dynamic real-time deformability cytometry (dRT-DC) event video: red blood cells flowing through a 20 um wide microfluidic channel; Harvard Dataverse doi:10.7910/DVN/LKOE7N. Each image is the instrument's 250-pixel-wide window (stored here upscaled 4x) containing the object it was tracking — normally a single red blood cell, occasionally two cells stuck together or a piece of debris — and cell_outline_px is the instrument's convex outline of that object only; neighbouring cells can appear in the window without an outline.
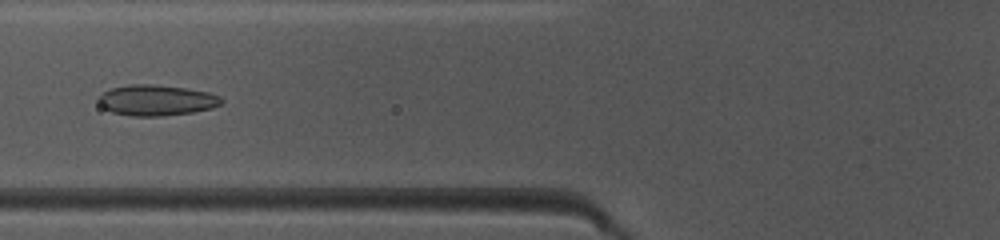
{"species": "common noctule bat (a hibernating species)", "species_latin": "Nyctalus noctula", "temperature_condition": "warm", "stored_images_in_passage": 45, "camera_frame_rate_fps": 3000, "um_per_image_px": 0.085, "animal": {"sex": "female", "body_mass_g": 10.0, "forearm_length_mm": 53.1}, "frame": {"image": 1, "passage_image": 16, "time_ms": 5.0, "image_size_px": [1000, 240], "cell_outline_px": [[224, 100], [220, 104], [212, 108], [192, 112], [164, 116], [132, 116], [112, 112], [104, 108], [100, 104], [100, 96], [104, 92], [112, 88], [128, 84], [152, 84], [184, 88], [208, 92], [220, 96]], "centroid_in_image_um": [13.32, 8.52], "position_along_channel_um": 112.5, "area_um2": 21.85}}
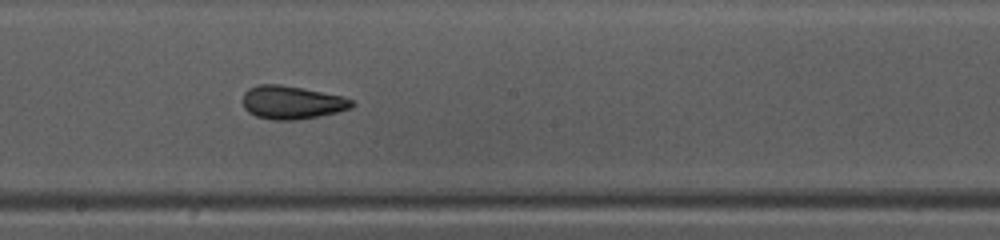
{"frame": {"image": 2, "passage_image": 24, "time_ms": 7.667, "image_size_px": [1000, 240], "cell_outline_px": [[356, 104], [352, 108], [336, 112], [316, 116], [292, 120], [272, 120], [256, 116], [248, 112], [244, 108], [240, 100], [244, 92], [248, 88], [256, 84], [280, 84], [344, 96], [352, 100]], "centroid_in_image_um": [24.76, 8.69], "position_along_channel_um": 223.4, "area_um2": 21.33}}
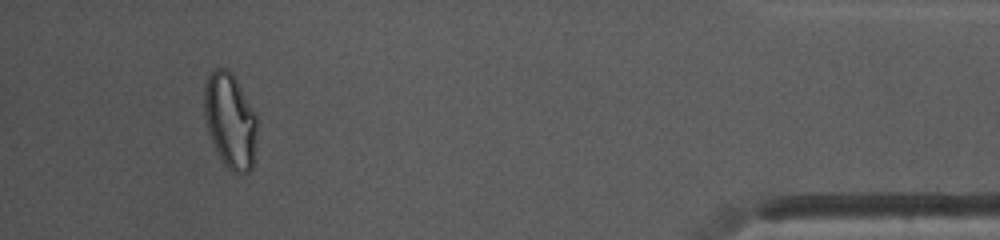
{"frame": {"image": 3, "passage_image": 42, "time_ms": 13.667, "image_size_px": [1000, 240], "cell_outline_px": [[256, 148], [252, 168], [248, 172], [240, 176], [232, 172], [220, 160], [208, 132], [204, 116], [204, 84], [208, 76], [216, 68], [228, 68], [232, 72], [256, 116]], "centroid_in_image_um": [19.55, 10.3], "position_along_channel_um": 415.6, "area_um2": 29.54}, "authors_computed_cell_mechanics": {"area_um2": 22.5998, "velocity_mm_per_s": 4.1385, "shape_relaxation_time_tau1_ms": 6.1847, "shape_relaxation_time_tau2_ms": 1.5746, "deformation_change_tau1": 0.1586, "deformation_change_tau2": 0.0753}}